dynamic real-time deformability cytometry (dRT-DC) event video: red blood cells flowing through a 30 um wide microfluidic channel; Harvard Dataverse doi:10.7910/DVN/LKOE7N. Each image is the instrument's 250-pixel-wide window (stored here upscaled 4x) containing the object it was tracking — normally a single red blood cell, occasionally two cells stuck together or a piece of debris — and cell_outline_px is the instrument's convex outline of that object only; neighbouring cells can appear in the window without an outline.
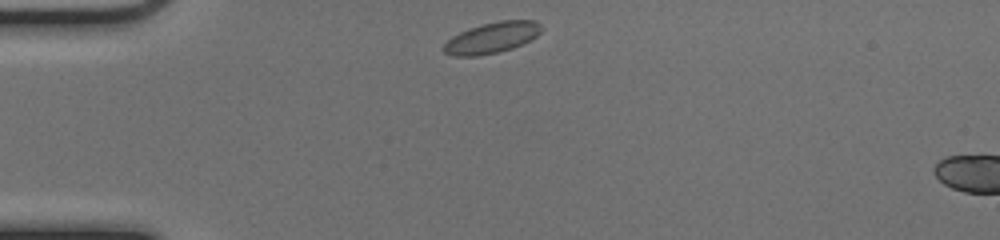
{"species": "common noctule bat (a hibernating species)", "species_latin": "Nyctalus noctula", "temperature_condition": "cold", "stored_images_in_passage": 5, "camera_frame_rate_fps": 3000, "um_per_image_px": 0.085, "animal": {"sex": "female", "body_mass_g": 17.0, "forearm_length_mm": 48.0}, "frame": {"image": 1, "passage_image": 1, "time_ms": 0.0, "image_size_px": [1000, 240], "cell_outline_px": [[544, 28], [536, 36], [512, 48], [496, 52], [476, 56], [452, 56], [444, 52], [440, 48], [452, 36], [468, 28], [500, 20], [536, 20]], "centroid_in_image_um": [41.78, 3.2], "position_along_channel_um": 43.2, "area_um2": 17.51}}